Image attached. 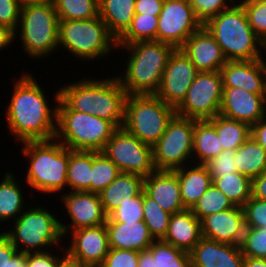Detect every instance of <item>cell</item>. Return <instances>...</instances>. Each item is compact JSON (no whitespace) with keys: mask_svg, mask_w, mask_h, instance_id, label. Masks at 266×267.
<instances>
[{"mask_svg":"<svg viewBox=\"0 0 266 267\" xmlns=\"http://www.w3.org/2000/svg\"><path fill=\"white\" fill-rule=\"evenodd\" d=\"M29 73L14 83V90L6 108L7 126L21 143L55 139L57 107L50 108L43 88Z\"/></svg>","mask_w":266,"mask_h":267,"instance_id":"obj_1","label":"cell"},{"mask_svg":"<svg viewBox=\"0 0 266 267\" xmlns=\"http://www.w3.org/2000/svg\"><path fill=\"white\" fill-rule=\"evenodd\" d=\"M59 89V99L69 109L106 119L117 128L123 127L128 94L117 76L100 80L84 77L74 83H65Z\"/></svg>","mask_w":266,"mask_h":267,"instance_id":"obj_2","label":"cell"},{"mask_svg":"<svg viewBox=\"0 0 266 267\" xmlns=\"http://www.w3.org/2000/svg\"><path fill=\"white\" fill-rule=\"evenodd\" d=\"M129 51L124 75H116L128 95H155L163 72L175 48L160 41H140L117 45Z\"/></svg>","mask_w":266,"mask_h":267,"instance_id":"obj_3","label":"cell"},{"mask_svg":"<svg viewBox=\"0 0 266 267\" xmlns=\"http://www.w3.org/2000/svg\"><path fill=\"white\" fill-rule=\"evenodd\" d=\"M203 26L220 45L227 61H250L264 58L266 45L248 23L243 7L235 3L207 20Z\"/></svg>","mask_w":266,"mask_h":267,"instance_id":"obj_4","label":"cell"},{"mask_svg":"<svg viewBox=\"0 0 266 267\" xmlns=\"http://www.w3.org/2000/svg\"><path fill=\"white\" fill-rule=\"evenodd\" d=\"M22 153L30 158L26 184L37 192L59 193L67 187L69 148L56 139L23 142Z\"/></svg>","mask_w":266,"mask_h":267,"instance_id":"obj_5","label":"cell"},{"mask_svg":"<svg viewBox=\"0 0 266 267\" xmlns=\"http://www.w3.org/2000/svg\"><path fill=\"white\" fill-rule=\"evenodd\" d=\"M57 107L55 139L71 150L102 151L118 129L112 122L88 113L73 111L54 96Z\"/></svg>","mask_w":266,"mask_h":267,"instance_id":"obj_6","label":"cell"},{"mask_svg":"<svg viewBox=\"0 0 266 267\" xmlns=\"http://www.w3.org/2000/svg\"><path fill=\"white\" fill-rule=\"evenodd\" d=\"M58 44L75 57L95 60L117 49V40L109 33L100 16L88 20H59Z\"/></svg>","mask_w":266,"mask_h":267,"instance_id":"obj_7","label":"cell"},{"mask_svg":"<svg viewBox=\"0 0 266 267\" xmlns=\"http://www.w3.org/2000/svg\"><path fill=\"white\" fill-rule=\"evenodd\" d=\"M46 207L26 209L13 221L14 228L2 232L18 252H46V248L60 245L63 237L60 221ZM46 247V248H45Z\"/></svg>","mask_w":266,"mask_h":267,"instance_id":"obj_8","label":"cell"},{"mask_svg":"<svg viewBox=\"0 0 266 267\" xmlns=\"http://www.w3.org/2000/svg\"><path fill=\"white\" fill-rule=\"evenodd\" d=\"M175 114V108L156 95H128L123 128L141 142L153 146Z\"/></svg>","mask_w":266,"mask_h":267,"instance_id":"obj_9","label":"cell"},{"mask_svg":"<svg viewBox=\"0 0 266 267\" xmlns=\"http://www.w3.org/2000/svg\"><path fill=\"white\" fill-rule=\"evenodd\" d=\"M58 23L54 6L23 3L18 27L28 57L40 59L57 50Z\"/></svg>","mask_w":266,"mask_h":267,"instance_id":"obj_10","label":"cell"},{"mask_svg":"<svg viewBox=\"0 0 266 267\" xmlns=\"http://www.w3.org/2000/svg\"><path fill=\"white\" fill-rule=\"evenodd\" d=\"M195 119L175 114L168 122L166 131L152 146L156 170H175L193 163V132ZM189 159V160H188ZM185 164V165H184Z\"/></svg>","mask_w":266,"mask_h":267,"instance_id":"obj_11","label":"cell"},{"mask_svg":"<svg viewBox=\"0 0 266 267\" xmlns=\"http://www.w3.org/2000/svg\"><path fill=\"white\" fill-rule=\"evenodd\" d=\"M223 79L220 71L198 72L176 114L195 120H209L220 114Z\"/></svg>","mask_w":266,"mask_h":267,"instance_id":"obj_12","label":"cell"},{"mask_svg":"<svg viewBox=\"0 0 266 267\" xmlns=\"http://www.w3.org/2000/svg\"><path fill=\"white\" fill-rule=\"evenodd\" d=\"M102 152L115 163L120 172L145 178L156 171L152 146L141 142L123 127L113 133Z\"/></svg>","mask_w":266,"mask_h":267,"instance_id":"obj_13","label":"cell"},{"mask_svg":"<svg viewBox=\"0 0 266 267\" xmlns=\"http://www.w3.org/2000/svg\"><path fill=\"white\" fill-rule=\"evenodd\" d=\"M202 26L189 0H164L158 16L156 41L180 49L185 41Z\"/></svg>","mask_w":266,"mask_h":267,"instance_id":"obj_14","label":"cell"},{"mask_svg":"<svg viewBox=\"0 0 266 267\" xmlns=\"http://www.w3.org/2000/svg\"><path fill=\"white\" fill-rule=\"evenodd\" d=\"M198 71L181 49H175L170 55L163 72L159 90L155 94L175 109L184 100Z\"/></svg>","mask_w":266,"mask_h":267,"instance_id":"obj_15","label":"cell"},{"mask_svg":"<svg viewBox=\"0 0 266 267\" xmlns=\"http://www.w3.org/2000/svg\"><path fill=\"white\" fill-rule=\"evenodd\" d=\"M60 197H62L66 212H68L71 219L70 225L60 222L63 237H66L69 231L83 227H95L106 223L108 216L104 212L98 193L72 191L64 193Z\"/></svg>","mask_w":266,"mask_h":267,"instance_id":"obj_16","label":"cell"},{"mask_svg":"<svg viewBox=\"0 0 266 267\" xmlns=\"http://www.w3.org/2000/svg\"><path fill=\"white\" fill-rule=\"evenodd\" d=\"M70 233L71 244L65 252L88 267H100L110 249L106 225L83 227Z\"/></svg>","mask_w":266,"mask_h":267,"instance_id":"obj_17","label":"cell"},{"mask_svg":"<svg viewBox=\"0 0 266 267\" xmlns=\"http://www.w3.org/2000/svg\"><path fill=\"white\" fill-rule=\"evenodd\" d=\"M220 114L252 126L266 116V95L243 88H223Z\"/></svg>","mask_w":266,"mask_h":267,"instance_id":"obj_18","label":"cell"},{"mask_svg":"<svg viewBox=\"0 0 266 267\" xmlns=\"http://www.w3.org/2000/svg\"><path fill=\"white\" fill-rule=\"evenodd\" d=\"M245 231L241 206L210 214L201 220L202 237L220 243L240 246Z\"/></svg>","mask_w":266,"mask_h":267,"instance_id":"obj_19","label":"cell"},{"mask_svg":"<svg viewBox=\"0 0 266 267\" xmlns=\"http://www.w3.org/2000/svg\"><path fill=\"white\" fill-rule=\"evenodd\" d=\"M266 58L250 61H227L220 69L223 88H243L266 95Z\"/></svg>","mask_w":266,"mask_h":267,"instance_id":"obj_20","label":"cell"},{"mask_svg":"<svg viewBox=\"0 0 266 267\" xmlns=\"http://www.w3.org/2000/svg\"><path fill=\"white\" fill-rule=\"evenodd\" d=\"M180 49L198 72L220 71L227 62L220 45L204 26L194 32Z\"/></svg>","mask_w":266,"mask_h":267,"instance_id":"obj_21","label":"cell"},{"mask_svg":"<svg viewBox=\"0 0 266 267\" xmlns=\"http://www.w3.org/2000/svg\"><path fill=\"white\" fill-rule=\"evenodd\" d=\"M189 253L192 267H244L245 257L238 245L202 237Z\"/></svg>","mask_w":266,"mask_h":267,"instance_id":"obj_22","label":"cell"},{"mask_svg":"<svg viewBox=\"0 0 266 267\" xmlns=\"http://www.w3.org/2000/svg\"><path fill=\"white\" fill-rule=\"evenodd\" d=\"M144 192L169 214L184 210L177 175L170 170H156L144 178Z\"/></svg>","mask_w":266,"mask_h":267,"instance_id":"obj_23","label":"cell"},{"mask_svg":"<svg viewBox=\"0 0 266 267\" xmlns=\"http://www.w3.org/2000/svg\"><path fill=\"white\" fill-rule=\"evenodd\" d=\"M105 225L108 231L109 248L112 249L143 251L155 241L143 220L136 222L107 220Z\"/></svg>","mask_w":266,"mask_h":267,"instance_id":"obj_24","label":"cell"},{"mask_svg":"<svg viewBox=\"0 0 266 267\" xmlns=\"http://www.w3.org/2000/svg\"><path fill=\"white\" fill-rule=\"evenodd\" d=\"M201 238V221L191 209H184L171 215L168 231L162 240L190 252Z\"/></svg>","mask_w":266,"mask_h":267,"instance_id":"obj_25","label":"cell"},{"mask_svg":"<svg viewBox=\"0 0 266 267\" xmlns=\"http://www.w3.org/2000/svg\"><path fill=\"white\" fill-rule=\"evenodd\" d=\"M188 165L172 170L178 177L180 193L185 209H192L211 186L212 179L203 164Z\"/></svg>","mask_w":266,"mask_h":267,"instance_id":"obj_26","label":"cell"},{"mask_svg":"<svg viewBox=\"0 0 266 267\" xmlns=\"http://www.w3.org/2000/svg\"><path fill=\"white\" fill-rule=\"evenodd\" d=\"M143 181L144 178L140 175L120 172L116 179L99 193L106 215L118 208L120 203L138 195L143 190Z\"/></svg>","mask_w":266,"mask_h":267,"instance_id":"obj_27","label":"cell"},{"mask_svg":"<svg viewBox=\"0 0 266 267\" xmlns=\"http://www.w3.org/2000/svg\"><path fill=\"white\" fill-rule=\"evenodd\" d=\"M134 15L135 0H99V16L116 40L131 26Z\"/></svg>","mask_w":266,"mask_h":267,"instance_id":"obj_28","label":"cell"},{"mask_svg":"<svg viewBox=\"0 0 266 267\" xmlns=\"http://www.w3.org/2000/svg\"><path fill=\"white\" fill-rule=\"evenodd\" d=\"M223 150L216 128L208 120H195L193 132V163L205 164ZM198 162V163H197Z\"/></svg>","mask_w":266,"mask_h":267,"instance_id":"obj_29","label":"cell"},{"mask_svg":"<svg viewBox=\"0 0 266 267\" xmlns=\"http://www.w3.org/2000/svg\"><path fill=\"white\" fill-rule=\"evenodd\" d=\"M237 171L251 180L266 170V150L253 136H250L235 150Z\"/></svg>","mask_w":266,"mask_h":267,"instance_id":"obj_30","label":"cell"},{"mask_svg":"<svg viewBox=\"0 0 266 267\" xmlns=\"http://www.w3.org/2000/svg\"><path fill=\"white\" fill-rule=\"evenodd\" d=\"M92 151L69 149L67 188L91 192Z\"/></svg>","mask_w":266,"mask_h":267,"instance_id":"obj_31","label":"cell"},{"mask_svg":"<svg viewBox=\"0 0 266 267\" xmlns=\"http://www.w3.org/2000/svg\"><path fill=\"white\" fill-rule=\"evenodd\" d=\"M208 121L216 128L224 150L235 151L251 136V126L245 122L227 118L221 114Z\"/></svg>","mask_w":266,"mask_h":267,"instance_id":"obj_32","label":"cell"},{"mask_svg":"<svg viewBox=\"0 0 266 267\" xmlns=\"http://www.w3.org/2000/svg\"><path fill=\"white\" fill-rule=\"evenodd\" d=\"M7 172L0 183V223L15 221L25 210L24 197L19 182Z\"/></svg>","mask_w":266,"mask_h":267,"instance_id":"obj_33","label":"cell"},{"mask_svg":"<svg viewBox=\"0 0 266 267\" xmlns=\"http://www.w3.org/2000/svg\"><path fill=\"white\" fill-rule=\"evenodd\" d=\"M212 183L236 206H243L251 197L252 180L239 172L218 176Z\"/></svg>","mask_w":266,"mask_h":267,"instance_id":"obj_34","label":"cell"},{"mask_svg":"<svg viewBox=\"0 0 266 267\" xmlns=\"http://www.w3.org/2000/svg\"><path fill=\"white\" fill-rule=\"evenodd\" d=\"M158 16L135 13L131 26L117 40V45H127L140 41H156Z\"/></svg>","mask_w":266,"mask_h":267,"instance_id":"obj_35","label":"cell"},{"mask_svg":"<svg viewBox=\"0 0 266 267\" xmlns=\"http://www.w3.org/2000/svg\"><path fill=\"white\" fill-rule=\"evenodd\" d=\"M156 267H192L190 253L161 240H155L148 248Z\"/></svg>","mask_w":266,"mask_h":267,"instance_id":"obj_36","label":"cell"},{"mask_svg":"<svg viewBox=\"0 0 266 267\" xmlns=\"http://www.w3.org/2000/svg\"><path fill=\"white\" fill-rule=\"evenodd\" d=\"M59 20H88L99 16V0H56Z\"/></svg>","mask_w":266,"mask_h":267,"instance_id":"obj_37","label":"cell"},{"mask_svg":"<svg viewBox=\"0 0 266 267\" xmlns=\"http://www.w3.org/2000/svg\"><path fill=\"white\" fill-rule=\"evenodd\" d=\"M119 173L115 163L102 151H92L91 192L99 194Z\"/></svg>","mask_w":266,"mask_h":267,"instance_id":"obj_38","label":"cell"},{"mask_svg":"<svg viewBox=\"0 0 266 267\" xmlns=\"http://www.w3.org/2000/svg\"><path fill=\"white\" fill-rule=\"evenodd\" d=\"M171 214L163 210L160 205L150 198L143 190V221L155 240L164 238L168 231Z\"/></svg>","mask_w":266,"mask_h":267,"instance_id":"obj_39","label":"cell"},{"mask_svg":"<svg viewBox=\"0 0 266 267\" xmlns=\"http://www.w3.org/2000/svg\"><path fill=\"white\" fill-rule=\"evenodd\" d=\"M234 206L232 201L212 183L191 211L201 221L210 214L222 212Z\"/></svg>","mask_w":266,"mask_h":267,"instance_id":"obj_40","label":"cell"},{"mask_svg":"<svg viewBox=\"0 0 266 267\" xmlns=\"http://www.w3.org/2000/svg\"><path fill=\"white\" fill-rule=\"evenodd\" d=\"M248 23L266 45V0H239Z\"/></svg>","mask_w":266,"mask_h":267,"instance_id":"obj_41","label":"cell"},{"mask_svg":"<svg viewBox=\"0 0 266 267\" xmlns=\"http://www.w3.org/2000/svg\"><path fill=\"white\" fill-rule=\"evenodd\" d=\"M240 248L244 257L266 259V227L245 228Z\"/></svg>","mask_w":266,"mask_h":267,"instance_id":"obj_42","label":"cell"},{"mask_svg":"<svg viewBox=\"0 0 266 267\" xmlns=\"http://www.w3.org/2000/svg\"><path fill=\"white\" fill-rule=\"evenodd\" d=\"M107 220L114 222H136L143 220V190L128 201L120 203L119 207L113 210Z\"/></svg>","mask_w":266,"mask_h":267,"instance_id":"obj_43","label":"cell"},{"mask_svg":"<svg viewBox=\"0 0 266 267\" xmlns=\"http://www.w3.org/2000/svg\"><path fill=\"white\" fill-rule=\"evenodd\" d=\"M232 2L228 4V2ZM196 17L204 24L211 17L231 8L236 0H189Z\"/></svg>","mask_w":266,"mask_h":267,"instance_id":"obj_44","label":"cell"},{"mask_svg":"<svg viewBox=\"0 0 266 267\" xmlns=\"http://www.w3.org/2000/svg\"><path fill=\"white\" fill-rule=\"evenodd\" d=\"M244 211L245 228L266 227V201L250 197L242 206Z\"/></svg>","mask_w":266,"mask_h":267,"instance_id":"obj_45","label":"cell"},{"mask_svg":"<svg viewBox=\"0 0 266 267\" xmlns=\"http://www.w3.org/2000/svg\"><path fill=\"white\" fill-rule=\"evenodd\" d=\"M235 151L222 150L218 156L210 159L204 165L207 167L211 179L238 172L235 166Z\"/></svg>","mask_w":266,"mask_h":267,"instance_id":"obj_46","label":"cell"},{"mask_svg":"<svg viewBox=\"0 0 266 267\" xmlns=\"http://www.w3.org/2000/svg\"><path fill=\"white\" fill-rule=\"evenodd\" d=\"M23 0H0V25L6 26L16 33L21 15Z\"/></svg>","mask_w":266,"mask_h":267,"instance_id":"obj_47","label":"cell"},{"mask_svg":"<svg viewBox=\"0 0 266 267\" xmlns=\"http://www.w3.org/2000/svg\"><path fill=\"white\" fill-rule=\"evenodd\" d=\"M139 251L127 249H109L100 267H138Z\"/></svg>","mask_w":266,"mask_h":267,"instance_id":"obj_48","label":"cell"},{"mask_svg":"<svg viewBox=\"0 0 266 267\" xmlns=\"http://www.w3.org/2000/svg\"><path fill=\"white\" fill-rule=\"evenodd\" d=\"M46 252L26 253V267H57L61 257Z\"/></svg>","mask_w":266,"mask_h":267,"instance_id":"obj_49","label":"cell"},{"mask_svg":"<svg viewBox=\"0 0 266 267\" xmlns=\"http://www.w3.org/2000/svg\"><path fill=\"white\" fill-rule=\"evenodd\" d=\"M164 0H135V13L159 16Z\"/></svg>","mask_w":266,"mask_h":267,"instance_id":"obj_50","label":"cell"},{"mask_svg":"<svg viewBox=\"0 0 266 267\" xmlns=\"http://www.w3.org/2000/svg\"><path fill=\"white\" fill-rule=\"evenodd\" d=\"M17 252V248L2 232H0V267H8V261Z\"/></svg>","mask_w":266,"mask_h":267,"instance_id":"obj_51","label":"cell"},{"mask_svg":"<svg viewBox=\"0 0 266 267\" xmlns=\"http://www.w3.org/2000/svg\"><path fill=\"white\" fill-rule=\"evenodd\" d=\"M251 196L266 201V170L252 179Z\"/></svg>","mask_w":266,"mask_h":267,"instance_id":"obj_52","label":"cell"},{"mask_svg":"<svg viewBox=\"0 0 266 267\" xmlns=\"http://www.w3.org/2000/svg\"><path fill=\"white\" fill-rule=\"evenodd\" d=\"M251 136L266 150V116L251 126Z\"/></svg>","mask_w":266,"mask_h":267,"instance_id":"obj_53","label":"cell"},{"mask_svg":"<svg viewBox=\"0 0 266 267\" xmlns=\"http://www.w3.org/2000/svg\"><path fill=\"white\" fill-rule=\"evenodd\" d=\"M15 32L6 26L0 25V50L6 48L13 43Z\"/></svg>","mask_w":266,"mask_h":267,"instance_id":"obj_54","label":"cell"},{"mask_svg":"<svg viewBox=\"0 0 266 267\" xmlns=\"http://www.w3.org/2000/svg\"><path fill=\"white\" fill-rule=\"evenodd\" d=\"M138 267H156L155 259L148 249L139 251Z\"/></svg>","mask_w":266,"mask_h":267,"instance_id":"obj_55","label":"cell"},{"mask_svg":"<svg viewBox=\"0 0 266 267\" xmlns=\"http://www.w3.org/2000/svg\"><path fill=\"white\" fill-rule=\"evenodd\" d=\"M57 267H88L79 260L72 258L67 252L58 260Z\"/></svg>","mask_w":266,"mask_h":267,"instance_id":"obj_56","label":"cell"},{"mask_svg":"<svg viewBox=\"0 0 266 267\" xmlns=\"http://www.w3.org/2000/svg\"><path fill=\"white\" fill-rule=\"evenodd\" d=\"M8 267H26V254L17 252L9 261Z\"/></svg>","mask_w":266,"mask_h":267,"instance_id":"obj_57","label":"cell"},{"mask_svg":"<svg viewBox=\"0 0 266 267\" xmlns=\"http://www.w3.org/2000/svg\"><path fill=\"white\" fill-rule=\"evenodd\" d=\"M244 267H266V259L245 257Z\"/></svg>","mask_w":266,"mask_h":267,"instance_id":"obj_58","label":"cell"},{"mask_svg":"<svg viewBox=\"0 0 266 267\" xmlns=\"http://www.w3.org/2000/svg\"><path fill=\"white\" fill-rule=\"evenodd\" d=\"M56 0H23V3L41 4V5H55Z\"/></svg>","mask_w":266,"mask_h":267,"instance_id":"obj_59","label":"cell"}]
</instances>
